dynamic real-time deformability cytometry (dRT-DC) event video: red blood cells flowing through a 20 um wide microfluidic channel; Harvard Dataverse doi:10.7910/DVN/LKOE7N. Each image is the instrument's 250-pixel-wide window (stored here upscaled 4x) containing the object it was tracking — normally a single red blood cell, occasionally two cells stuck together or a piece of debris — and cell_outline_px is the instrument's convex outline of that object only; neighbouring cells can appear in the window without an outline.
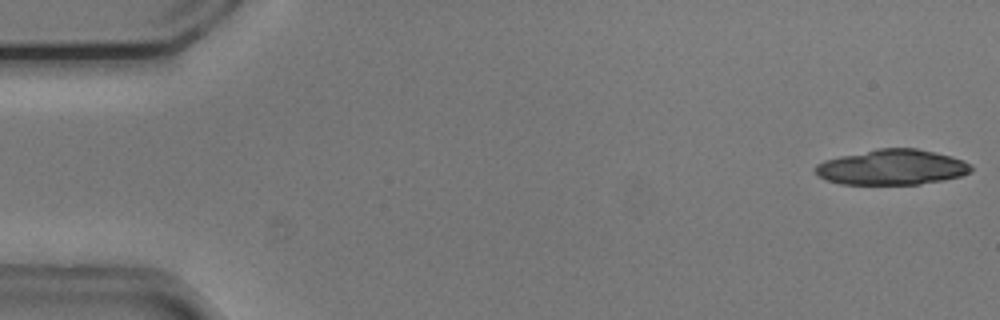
{"species": "common noctule bat (a hibernating species)", "species_latin": "Nyctalus noctula", "temperature_condition": "cold", "stored_images_in_passage": 23, "camera_frame_rate_fps": 3000, "um_per_image_px": 0.085, "animal": {"sex": "male", "body_mass_g": 20.5, "forearm_length_mm": 52.5}, "frame": {"image": 1, "passage_image": 1, "time_ms": 0.0, "image_size_px": [1000, 320], "cell_outline_px": [[972, 172], [960, 176], [944, 180], [920, 184], [840, 184], [828, 180], [820, 176], [812, 168], [816, 164], [824, 160], [840, 156], [880, 148], [916, 148], [936, 152], [952, 156], [964, 160], [972, 164]], "centroid_in_image_um": [75.85, 14.21], "position_along_channel_um": 9.1, "area_um2": 32.19}}